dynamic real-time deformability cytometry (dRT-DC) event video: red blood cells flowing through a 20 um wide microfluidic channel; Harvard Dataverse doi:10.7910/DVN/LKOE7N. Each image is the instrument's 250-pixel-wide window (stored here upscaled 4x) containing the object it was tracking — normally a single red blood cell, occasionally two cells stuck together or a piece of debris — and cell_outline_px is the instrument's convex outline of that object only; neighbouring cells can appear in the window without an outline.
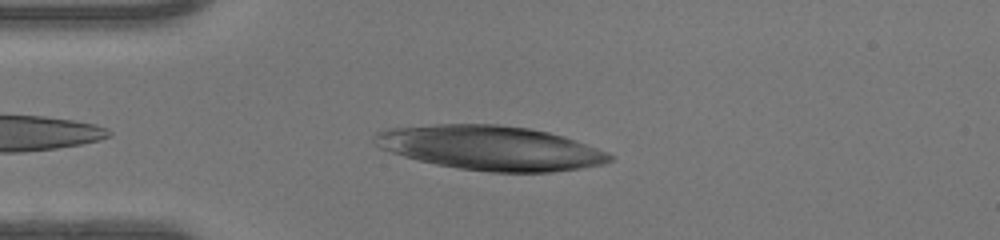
{"species": "human", "species_latin": "Homo sapiens", "temperature_condition": "warm", "stored_images_in_passage": 38, "camera_frame_rate_fps": 3000, "um_per_image_px": 0.085, "donor": {"sex": "female"}, "frame": {"image": 1, "passage_image": 3, "time_ms": 0.667, "image_size_px": [1000, 240], "cell_outline_px": [[612, 160], [604, 164], [580, 168], [552, 172], [492, 172], [460, 168], [436, 164], [404, 156], [380, 148], [372, 144], [372, 136], [376, 132], [384, 128], [436, 124], [500, 124], [528, 128], [548, 132], [564, 136], [576, 140], [608, 152], [612, 156]], "centroid_in_image_um": [41.66, 12.56], "position_along_channel_um": 43.3, "area_um2": 60.98}}
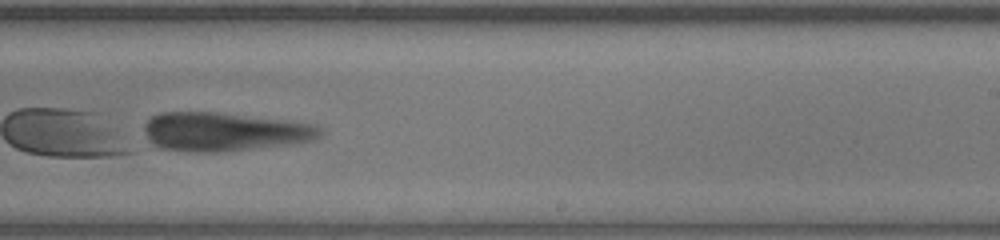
{"frame": {"image": 2, "passage_image": 21, "time_ms": 6.667, "image_size_px": [1000, 240], "cell_outline_px": [[324, 132], [320, 136], [312, 140], [288, 144], [256, 148], [216, 152], [188, 152], [156, 148], [148, 144], [144, 128], [144, 124], [152, 116], [160, 112], [216, 112], [292, 120], [316, 124], [324, 128]], "centroid_in_image_um": [19.04, 11.19], "position_along_channel_um": 270.0, "area_um2": 40.4}}
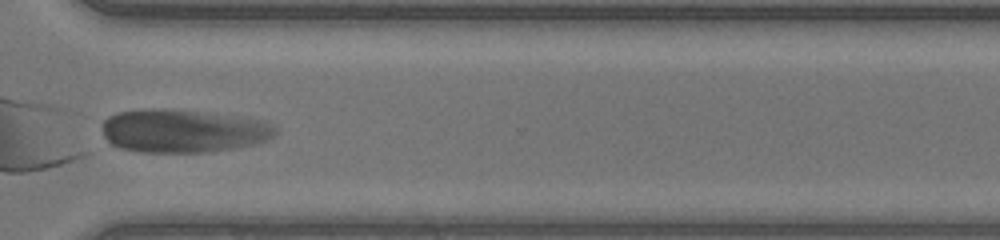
{"frame": {"image": 3, "passage_image": 27, "time_ms": 8.667, "image_size_px": [1000, 240], "cell_outline_px": [[276, 132], [268, 140], [256, 144], [208, 152], [140, 152], [120, 148], [108, 144], [104, 136], [104, 120], [108, 116], [116, 112], [152, 108], [164, 108], [232, 116], [264, 120], [272, 124], [276, 128]], "centroid_in_image_um": [15.53, 11.13], "position_along_channel_um": 355.1, "area_um2": 43.58}}